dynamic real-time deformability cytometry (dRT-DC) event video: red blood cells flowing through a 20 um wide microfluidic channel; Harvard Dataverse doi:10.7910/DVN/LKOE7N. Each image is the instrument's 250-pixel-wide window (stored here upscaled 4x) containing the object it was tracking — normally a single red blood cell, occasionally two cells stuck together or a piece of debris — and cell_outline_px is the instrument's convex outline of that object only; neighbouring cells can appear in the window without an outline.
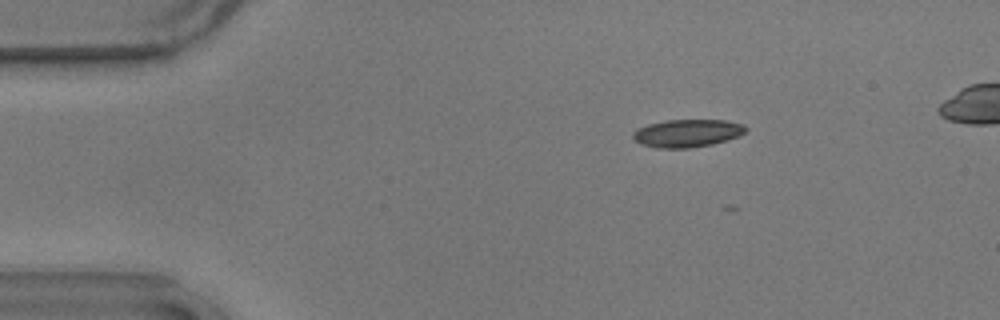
{"species": "common noctule bat (a hibernating species)", "species_latin": "Nyctalus noctula", "temperature_condition": "warm", "stored_images_in_passage": 5, "camera_frame_rate_fps": 3000, "um_per_image_px": 0.085, "animal": {"sex": "male", "body_mass_g": 17.9}, "frame": {"image": 1, "passage_image": 2, "time_ms": 0.333, "image_size_px": [1000, 320], "cell_outline_px": [[748, 128], [740, 136], [728, 140], [712, 144], [688, 148], [656, 148], [640, 144], [632, 140], [632, 132], [636, 128], [648, 124], [668, 120], [724, 120], [744, 124]], "centroid_in_image_um": [58.39, 11.32], "position_along_channel_um": 26.6, "area_um2": 18.5}}